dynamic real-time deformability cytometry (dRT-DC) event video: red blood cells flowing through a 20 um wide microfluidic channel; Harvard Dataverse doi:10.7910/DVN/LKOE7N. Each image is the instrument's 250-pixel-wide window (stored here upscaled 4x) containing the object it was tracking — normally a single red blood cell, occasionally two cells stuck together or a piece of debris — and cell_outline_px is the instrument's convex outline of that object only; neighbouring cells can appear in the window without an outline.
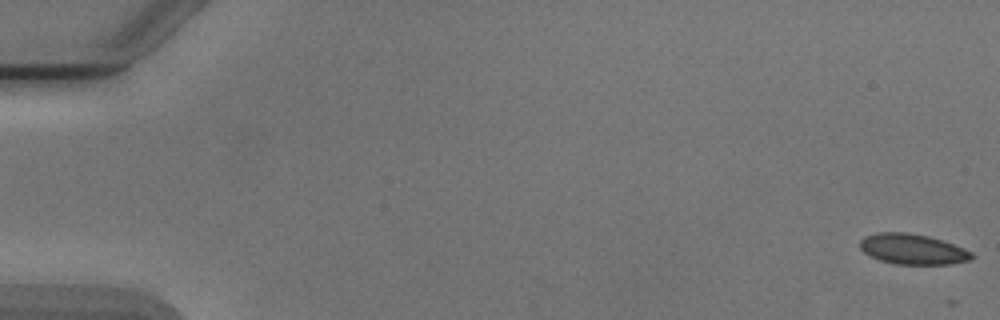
{"species": "Egyptian fruit bat (a non-hibernating species)", "species_latin": "Rousettus aegyptiacus", "temperature_condition": "cold", "stored_images_in_passage": 4, "camera_frame_rate_fps": 3000, "um_per_image_px": 0.085, "animal": {"sex": "male"}, "frame": {"image": 1, "passage_image": 1, "time_ms": 0.0, "image_size_px": [1000, 320], "cell_outline_px": [[972, 260], [948, 264], [896, 264], [880, 260], [864, 252], [860, 248], [860, 240], [864, 236], [880, 232], [908, 232], [928, 236], [964, 248], [972, 252]], "centroid_in_image_um": [77.56, 21.17], "position_along_channel_um": 7.4, "area_um2": 19.65}}